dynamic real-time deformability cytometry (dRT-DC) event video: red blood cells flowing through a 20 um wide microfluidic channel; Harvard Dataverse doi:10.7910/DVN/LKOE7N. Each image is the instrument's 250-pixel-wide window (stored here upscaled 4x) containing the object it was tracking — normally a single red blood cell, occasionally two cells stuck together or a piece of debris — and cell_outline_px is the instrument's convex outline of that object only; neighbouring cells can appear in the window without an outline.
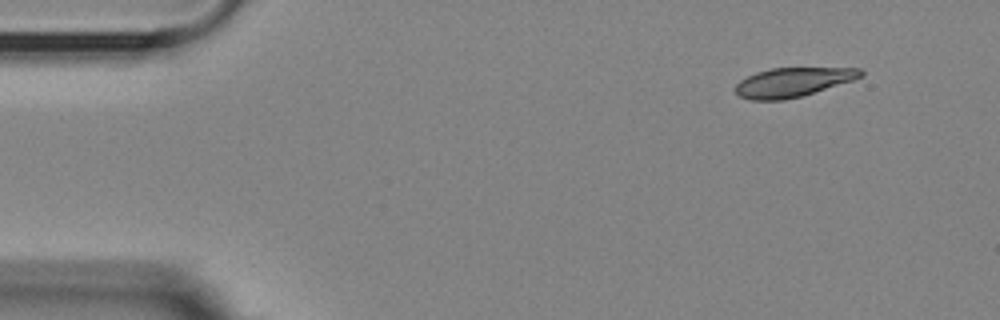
{"species": "Egyptian fruit bat (a non-hibernating species)", "species_latin": "Rousettus aegyptiacus", "temperature_condition": "room temperature", "stored_images_in_passage": 51, "camera_frame_rate_fps": 3000, "um_per_image_px": 0.085, "animal": {"sex": "female"}, "frame": {"image": 1, "passage_image": 1, "time_ms": 0.0, "image_size_px": [1000, 320], "cell_outline_px": [[864, 76], [852, 80], [800, 96], [784, 100], [748, 100], [740, 96], [736, 92], [736, 84], [740, 80], [756, 72], [772, 68], [860, 68], [864, 72]], "centroid_in_image_um": [67.37, 6.98], "position_along_channel_um": 17.6, "area_um2": 21.04}}
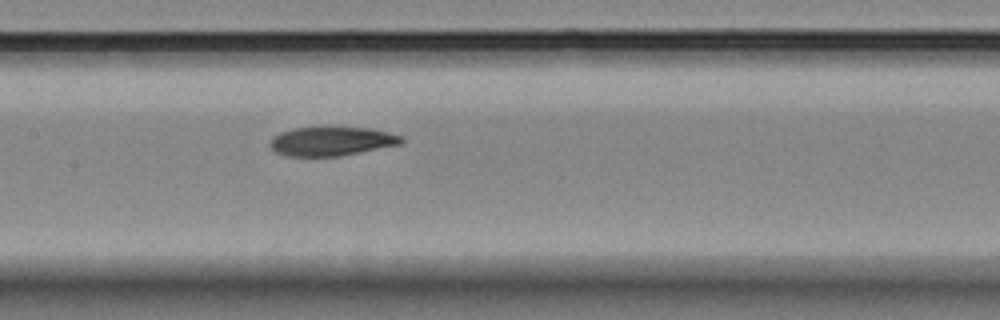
{"frame": {"image": 2, "passage_image": 22, "time_ms": 7.0, "image_size_px": [1000, 320], "cell_outline_px": [[404, 140], [400, 144], [340, 156], [284, 156], [276, 152], [268, 144], [272, 136], [280, 132], [292, 128], [368, 128], [388, 132], [404, 136]], "centroid_in_image_um": [28.15, 12.01], "position_along_channel_um": 179.3, "area_um2": 22.08}}
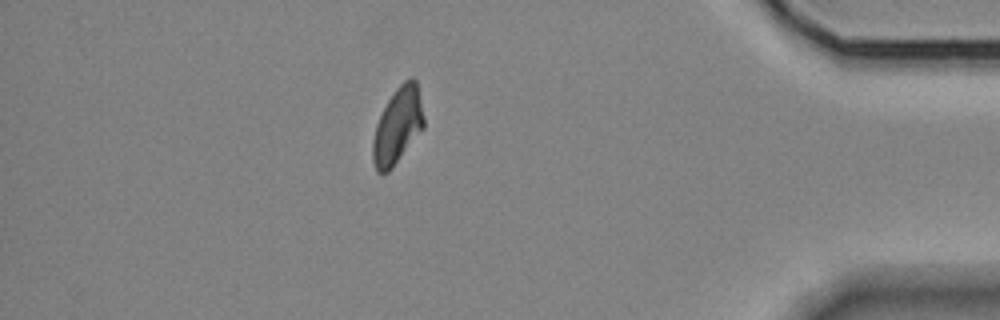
{"frame": {"image": 3, "passage_image": 44, "time_ms": 14.333, "image_size_px": [1000, 320], "cell_outline_px": [[424, 128], [392, 168], [388, 172], [376, 172], [372, 160], [372, 140], [376, 124], [388, 100], [396, 88], [404, 80], [412, 76], [416, 80], [424, 116]], "centroid_in_image_um": [33.79, 10.7], "position_along_channel_um": 401.4, "area_um2": 22.6}, "authors_computed_cell_mechanics": {"area_um2": 22.9466, "velocity_mm_per_s": 3.5839, "shape_relaxation_time_tau1_ms": null, "shape_relaxation_time_tau2_ms": 5.2506, "deformation_change_tau1": null, "deformation_change_tau2": 0.0904}}